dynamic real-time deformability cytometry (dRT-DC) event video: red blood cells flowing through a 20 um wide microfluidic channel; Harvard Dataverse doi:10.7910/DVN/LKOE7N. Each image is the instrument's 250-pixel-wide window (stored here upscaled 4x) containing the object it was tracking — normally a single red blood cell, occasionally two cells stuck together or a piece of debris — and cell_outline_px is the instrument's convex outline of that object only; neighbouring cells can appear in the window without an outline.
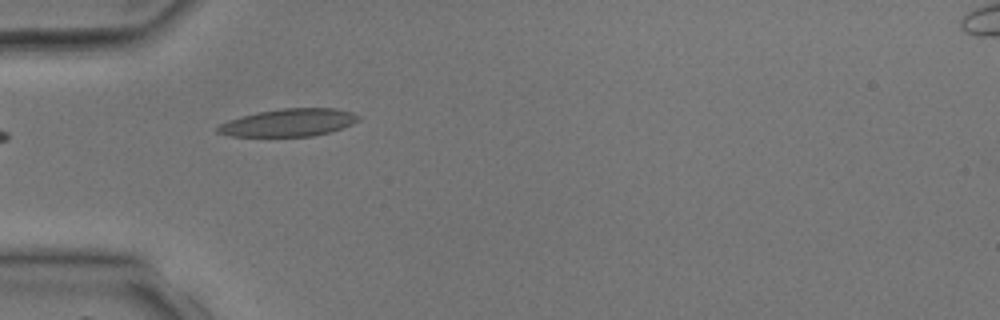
{"species": "common noctule bat (a hibernating species)", "species_latin": "Nyctalus noctula", "temperature_condition": "room temperature", "stored_images_in_passage": 4, "camera_frame_rate_fps": 3000, "um_per_image_px": 0.085, "animal": {"sex": "male", "body_mass_g": 17.9, "forearm_length_mm": 54.2}, "frame": {"image": 1, "passage_image": 3, "time_ms": 3.333, "image_size_px": [1000, 320], "cell_outline_px": [[360, 120], [352, 124], [328, 132], [312, 136], [232, 136], [216, 132], [216, 128], [220, 124], [228, 120], [260, 112], [280, 108], [336, 108], [352, 112], [360, 116]], "centroid_in_image_um": [24.56, 10.41], "position_along_channel_um": 60.4, "area_um2": 22.43}}